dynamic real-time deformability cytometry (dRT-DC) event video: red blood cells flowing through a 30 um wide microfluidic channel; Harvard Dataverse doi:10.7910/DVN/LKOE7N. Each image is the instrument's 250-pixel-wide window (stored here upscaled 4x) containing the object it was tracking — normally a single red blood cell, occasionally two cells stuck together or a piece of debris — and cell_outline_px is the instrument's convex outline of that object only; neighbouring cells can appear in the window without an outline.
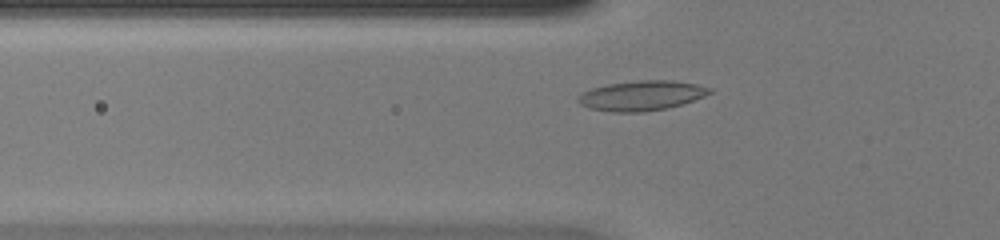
{"species": "common noctule bat (a hibernating species)", "species_latin": "Nyctalus noctula", "temperature_condition": "warm", "stored_images_in_passage": 40, "camera_frame_rate_fps": 3000, "um_per_image_px": 0.085, "animal": {"sex": "female", "body_mass_g": 20.0, "forearm_length_mm": 54.0}, "frame": {"image": 1, "passage_image": 9, "time_ms": 2.667, "image_size_px": [1000, 240], "cell_outline_px": [[712, 92], [704, 96], [668, 108], [644, 112], [612, 112], [588, 108], [580, 104], [576, 100], [584, 92], [592, 88], [608, 84], [636, 80], [672, 80], [696, 84], [712, 88]], "centroid_in_image_um": [54.53, 8.12], "position_along_channel_um": 71.3, "area_um2": 22.83}}
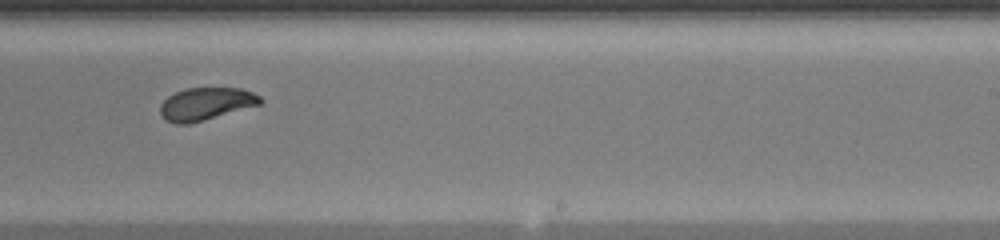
{"frame": {"image": 2, "passage_image": 23, "time_ms": 7.333, "image_size_px": [1000, 240], "cell_outline_px": [[264, 100], [260, 104], [204, 120], [188, 124], [176, 124], [164, 120], [160, 116], [160, 104], [168, 96], [184, 88], [240, 88], [252, 92], [260, 96]], "centroid_in_image_um": [17.46, 8.83], "position_along_channel_um": 271.5, "area_um2": 19.02}}
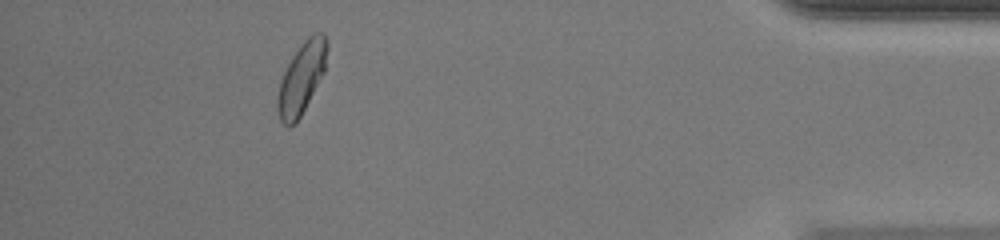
{"frame": {"image": 3, "passage_image": 36, "time_ms": 11.667, "image_size_px": [1000, 240], "cell_outline_px": [[328, 48], [324, 72], [296, 124], [288, 128], [280, 120], [276, 108], [276, 96], [280, 80], [292, 56], [300, 44], [312, 32], [324, 32], [328, 40]], "centroid_in_image_um": [25.62, 6.62], "position_along_channel_um": 409.6, "area_um2": 20.87}, "authors_computed_cell_mechanics": {"area_um2": 19.9988, "velocity_mm_per_s": 4.2966, "shape_relaxation_time_tau1_ms": 4.138, "shape_relaxation_time_tau2_ms": 0.616, "deformation_change_tau1": 0.149, "deformation_change_tau2": 0.0416}}